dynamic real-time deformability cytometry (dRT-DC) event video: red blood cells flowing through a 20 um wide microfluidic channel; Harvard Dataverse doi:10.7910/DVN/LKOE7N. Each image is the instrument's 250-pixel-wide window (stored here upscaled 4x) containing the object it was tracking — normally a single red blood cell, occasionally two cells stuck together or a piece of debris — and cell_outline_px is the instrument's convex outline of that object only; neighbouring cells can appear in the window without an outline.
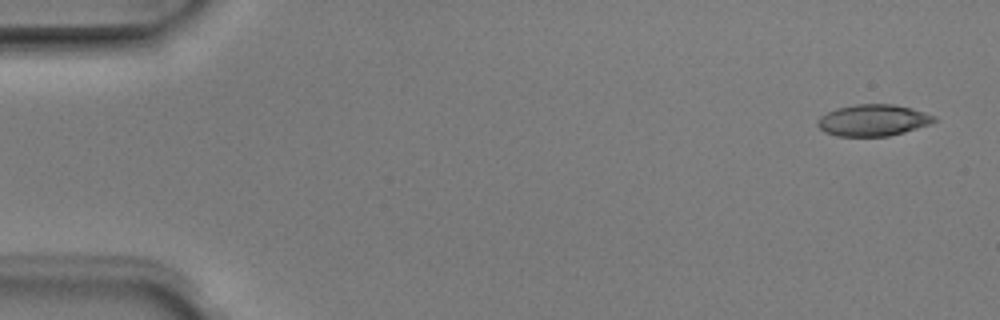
{"species": "Egyptian fruit bat (a non-hibernating species)", "species_latin": "Rousettus aegyptiacus", "temperature_condition": "room temperature", "stored_images_in_passage": 6, "camera_frame_rate_fps": 3000, "um_per_image_px": 0.085, "animal": {"sex": "male"}, "frame": {"image": 1, "passage_image": 1, "time_ms": 0.0, "image_size_px": [1000, 320], "cell_outline_px": [[936, 120], [928, 124], [904, 132], [888, 136], [836, 136], [824, 132], [816, 124], [820, 116], [836, 108], [856, 104], [896, 104], [912, 108], [936, 116]], "centroid_in_image_um": [74.19, 10.21], "position_along_channel_um": 10.8, "area_um2": 21.39}}
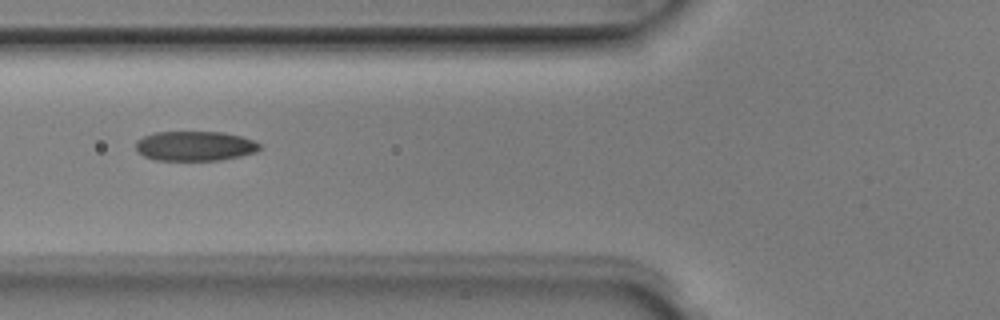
{"frame": {"image": 2, "passage_image": 5, "time_ms": 1.333, "image_size_px": [1000, 320], "cell_outline_px": [[260, 148], [256, 152], [240, 156], [220, 160], [156, 160], [144, 156], [136, 152], [136, 140], [144, 136], [156, 132], [224, 132], [240, 136], [252, 140], [260, 144]], "centroid_in_image_um": [16.54, 12.41], "position_along_channel_um": 109.3, "area_um2": 21.44}}
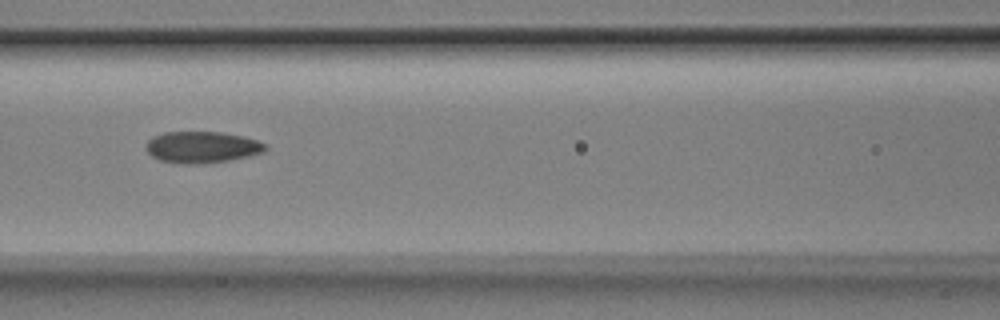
{"frame": {"image": 3, "passage_image": 6, "time_ms": 1.667, "image_size_px": [1000, 320], "cell_outline_px": [[268, 148], [264, 152], [248, 156], [228, 160], [196, 164], [184, 164], [160, 160], [152, 156], [144, 148], [148, 140], [152, 136], [164, 132], [220, 132], [244, 136], [268, 144]], "centroid_in_image_um": [17.17, 12.5], "position_along_channel_um": 149.4, "area_um2": 21.96}}